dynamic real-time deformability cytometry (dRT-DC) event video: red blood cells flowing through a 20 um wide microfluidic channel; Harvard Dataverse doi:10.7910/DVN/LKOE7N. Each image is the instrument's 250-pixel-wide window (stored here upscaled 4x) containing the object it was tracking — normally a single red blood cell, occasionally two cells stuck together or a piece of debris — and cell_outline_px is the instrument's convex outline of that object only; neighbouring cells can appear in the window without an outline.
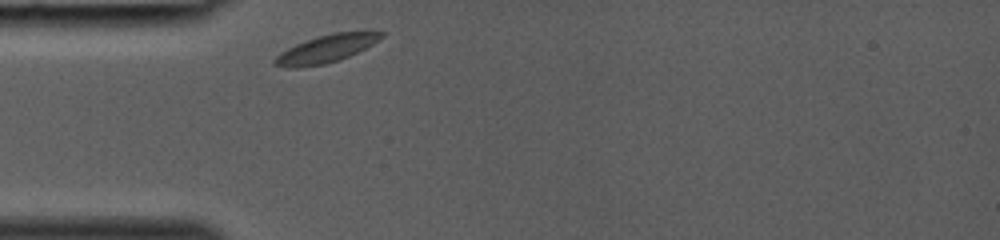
{"species": "common noctule bat (a hibernating species)", "species_latin": "Nyctalus noctula", "temperature_condition": "room temperature", "stored_images_in_passage": 24, "camera_frame_rate_fps": 3000, "um_per_image_px": 0.085, "animal": {"sex": "female", "body_mass_g": 19.0, "forearm_length_mm": 53.3}, "frame": {"image": 1, "passage_image": 1, "time_ms": 0.0, "image_size_px": [1000, 240], "cell_outline_px": [[384, 36], [372, 44], [340, 60], [324, 64], [300, 68], [288, 68], [272, 64], [272, 60], [280, 52], [296, 44], [332, 32], [368, 28], [384, 32]], "centroid_in_image_um": [27.79, 4.1], "position_along_channel_um": 57.2, "area_um2": 17.69}}
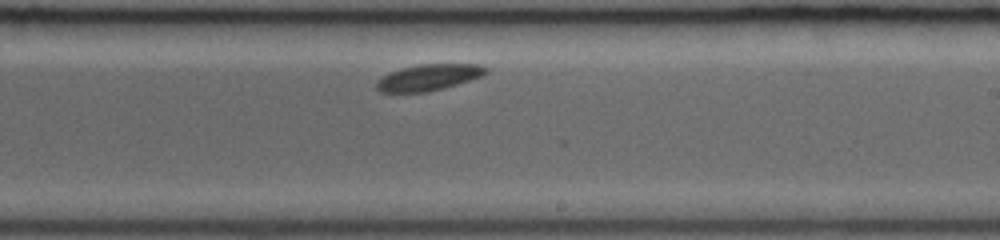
{"frame": {"image": 2, "passage_image": 14, "time_ms": 4.333, "image_size_px": [1000, 240], "cell_outline_px": [[488, 72], [484, 76], [444, 88], [428, 92], [380, 92], [376, 88], [376, 80], [400, 68], [420, 64], [476, 64], [488, 68]], "centroid_in_image_um": [36.46, 6.58], "position_along_channel_um": 252.5, "area_um2": 16.76}}
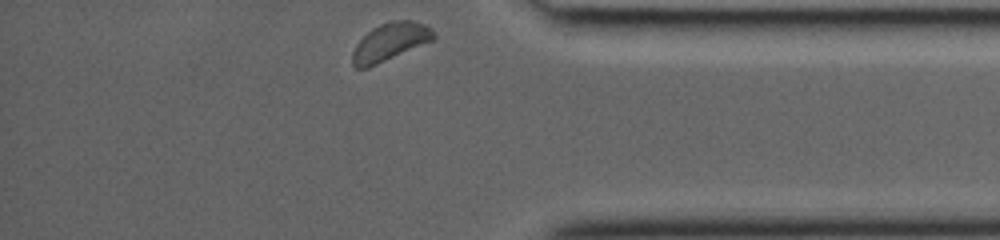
{"frame": {"image": 3, "passage_image": 24, "time_ms": 7.667, "image_size_px": [1000, 240], "cell_outline_px": [[436, 36], [432, 40], [368, 68], [356, 68], [352, 64], [352, 52], [356, 44], [372, 28], [388, 20], [412, 20], [424, 24]], "centroid_in_image_um": [33.11, 3.56], "position_along_channel_um": 402.1, "area_um2": 17.57}}